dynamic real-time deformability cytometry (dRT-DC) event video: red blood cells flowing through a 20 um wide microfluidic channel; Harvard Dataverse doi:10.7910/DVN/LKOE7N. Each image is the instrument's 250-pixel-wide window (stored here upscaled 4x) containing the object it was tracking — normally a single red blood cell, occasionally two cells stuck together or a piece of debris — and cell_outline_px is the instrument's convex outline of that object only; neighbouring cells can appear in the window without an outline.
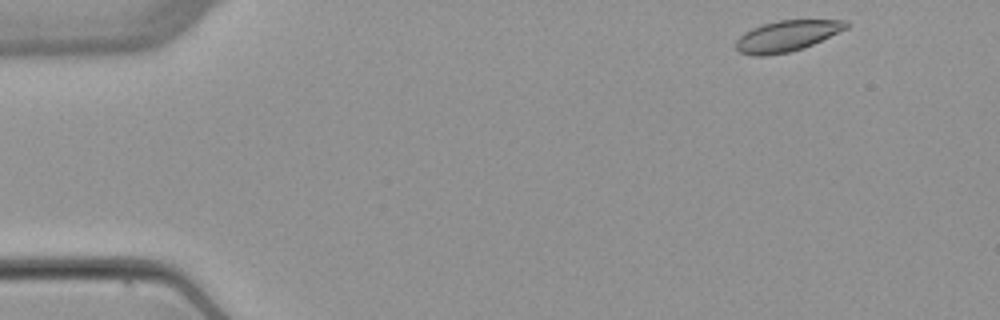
{"species": "common noctule bat (a hibernating species)", "species_latin": "Nyctalus noctula", "temperature_condition": "warm", "stored_images_in_passage": 4, "camera_frame_rate_fps": 3000, "um_per_image_px": 0.085, "animal": {"sex": "female", "body_mass_g": 22.7, "forearm_length_mm": 54.2}, "frame": {"image": 1, "passage_image": 1, "time_ms": 0.0, "image_size_px": [1000, 320], "cell_outline_px": [[848, 28], [804, 48], [788, 52], [764, 56], [752, 56], [740, 52], [736, 48], [736, 40], [744, 32], [752, 28], [764, 24], [780, 20], [848, 20]], "centroid_in_image_um": [66.88, 3.06], "position_along_channel_um": 18.1, "area_um2": 19.77}}
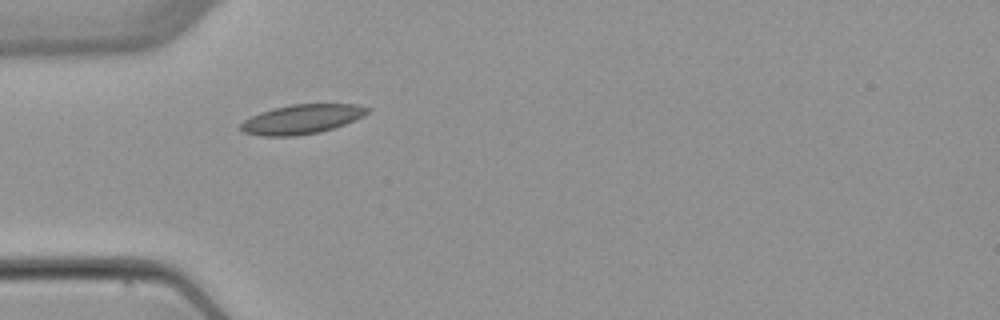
{"frame": {"image": 2, "passage_image": 4, "time_ms": 3.667, "image_size_px": [1000, 320], "cell_outline_px": [[372, 108], [364, 116], [344, 124], [320, 132], [296, 136], [260, 136], [244, 132], [240, 128], [240, 124], [244, 120], [260, 112], [272, 108], [292, 104], [356, 104]], "centroid_in_image_um": [25.65, 10.13], "position_along_channel_um": 59.3, "area_um2": 21.73}}